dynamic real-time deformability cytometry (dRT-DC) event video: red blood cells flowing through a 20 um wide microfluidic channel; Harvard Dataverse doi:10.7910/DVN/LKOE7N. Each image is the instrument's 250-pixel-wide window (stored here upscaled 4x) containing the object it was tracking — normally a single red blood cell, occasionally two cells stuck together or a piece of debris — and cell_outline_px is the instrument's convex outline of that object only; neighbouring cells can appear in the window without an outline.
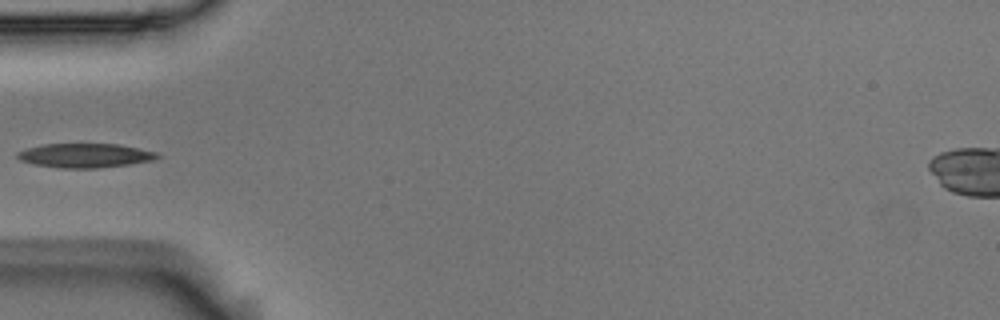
{"species": "Egyptian fruit bat (a non-hibernating species)", "species_latin": "Rousettus aegyptiacus", "temperature_condition": "room temperature", "stored_images_in_passage": 5, "camera_frame_rate_fps": 3000, "um_per_image_px": 0.085, "animal": {"sex": "male"}, "frame": {"image": 1, "passage_image": 4, "time_ms": 1.0, "image_size_px": [1000, 320], "cell_outline_px": [[164, 156], [152, 160], [128, 164], [96, 168], [60, 168], [36, 164], [20, 160], [16, 156], [16, 152], [28, 148], [44, 144], [120, 144], [160, 152]], "centroid_in_image_um": [7.3, 13.21], "position_along_channel_um": 77.7, "area_um2": 19.77}}
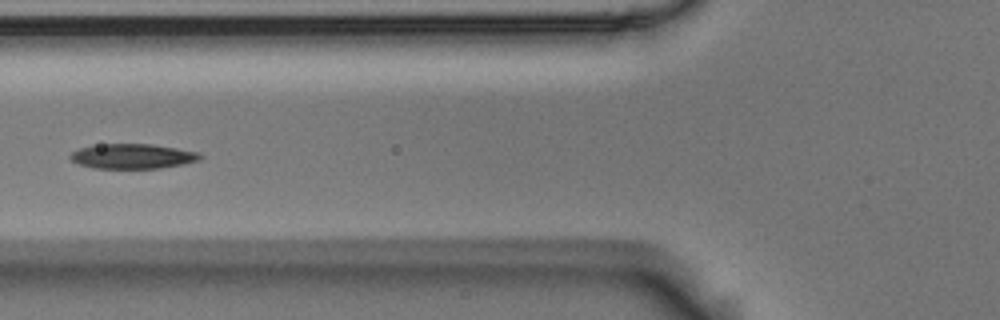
{"frame": {"image": 2, "passage_image": 5, "time_ms": 1.333, "image_size_px": [1000, 320], "cell_outline_px": [[204, 156], [200, 160], [184, 164], [160, 168], [92, 168], [80, 164], [72, 160], [68, 156], [72, 152], [80, 148], [100, 144], [152, 144], [200, 152]], "centroid_in_image_um": [11.31, 13.28], "position_along_channel_um": 114.5, "area_um2": 18.84}}